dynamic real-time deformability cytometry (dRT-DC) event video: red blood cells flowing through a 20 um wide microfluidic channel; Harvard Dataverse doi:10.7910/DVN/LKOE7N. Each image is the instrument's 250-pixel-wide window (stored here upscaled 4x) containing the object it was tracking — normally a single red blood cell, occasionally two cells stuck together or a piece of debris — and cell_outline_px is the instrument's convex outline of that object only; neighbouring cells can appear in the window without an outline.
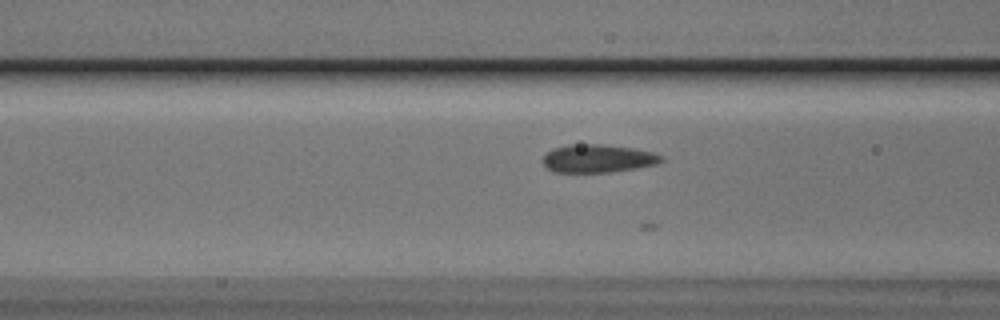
{"species": "Egyptian fruit bat (a non-hibernating species)", "species_latin": "Rousettus aegyptiacus", "temperature_condition": "cold", "stored_images_in_passage": 26, "camera_frame_rate_fps": 3000, "um_per_image_px": 0.085, "animal": {"sex": "male"}, "frame": {"image": 1, "passage_image": 14, "time_ms": 4.333, "image_size_px": [1000, 320], "cell_outline_px": [[664, 160], [656, 164], [636, 168], [608, 172], [552, 172], [544, 164], [544, 156], [552, 148], [568, 144], [600, 144], [632, 148], [652, 152], [664, 156]], "centroid_in_image_um": [50.82, 13.47], "position_along_channel_um": 115.8, "area_um2": 19.31}}
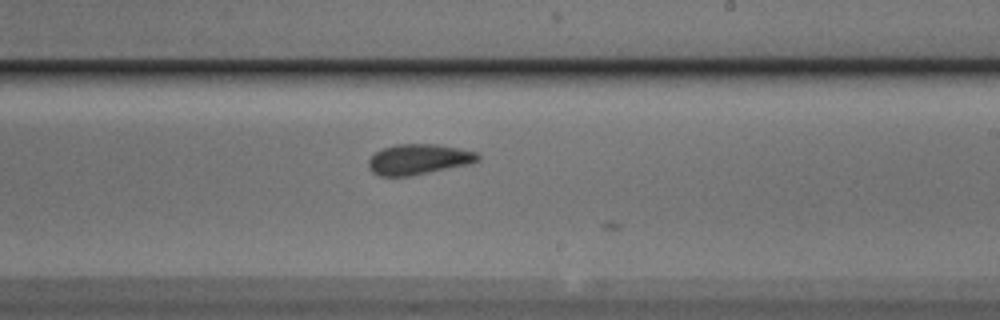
{"frame": {"image": 2, "passage_image": 25, "time_ms": 8.0, "image_size_px": [1000, 320], "cell_outline_px": [[480, 160], [468, 164], [408, 176], [380, 176], [372, 172], [368, 168], [368, 160], [376, 152], [384, 148], [396, 144], [436, 144], [460, 148], [476, 152], [480, 156]], "centroid_in_image_um": [35.57, 13.53], "position_along_channel_um": 253.4, "area_um2": 19.25}}